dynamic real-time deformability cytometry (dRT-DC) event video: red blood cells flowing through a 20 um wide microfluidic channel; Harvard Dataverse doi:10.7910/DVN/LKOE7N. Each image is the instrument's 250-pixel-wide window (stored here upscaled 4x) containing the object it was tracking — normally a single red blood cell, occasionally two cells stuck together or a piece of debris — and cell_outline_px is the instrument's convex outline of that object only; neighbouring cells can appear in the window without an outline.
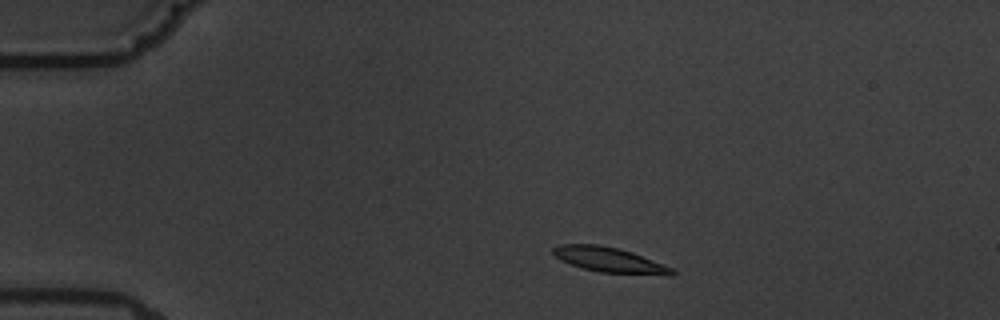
{"species": "common noctule bat (a hibernating species)", "species_latin": "Nyctalus noctula", "temperature_condition": "warm", "stored_images_in_passage": 5, "camera_frame_rate_fps": 3000, "um_per_image_px": 0.085, "animal": {"sex": "male", "body_mass_g": 19.5, "forearm_length_mm": 54.6}, "frame": {"image": 1, "passage_image": 2, "time_ms": 1.333, "image_size_px": [1000, 320], "cell_outline_px": [[676, 272], [672, 276], [668, 276], [600, 272], [580, 268], [560, 260], [552, 252], [552, 248], [560, 244], [600, 244], [620, 248], [632, 252], [676, 268]], "centroid_in_image_um": [51.87, 22.1], "position_along_channel_um": 33.1, "area_um2": 17.86}}
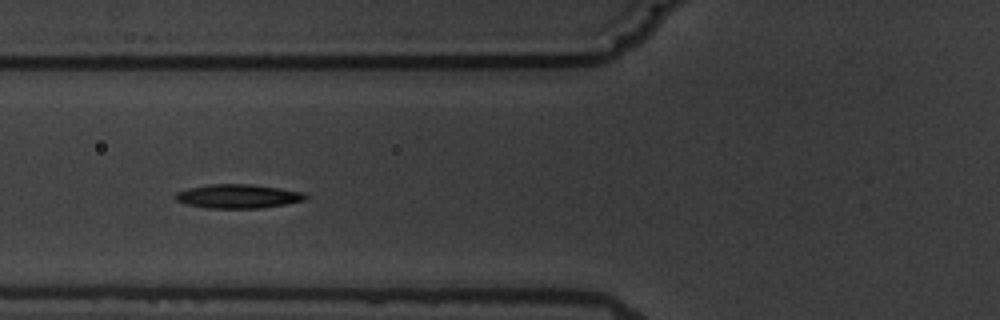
{"frame": {"image": 2, "passage_image": 5, "time_ms": 5.0, "image_size_px": [1000, 320], "cell_outline_px": [[308, 196], [304, 200], [284, 204], [260, 208], [208, 208], [188, 204], [176, 200], [176, 192], [188, 188], [208, 184], [252, 184], [280, 188], [304, 192]], "centroid_in_image_um": [20.24, 16.67], "position_along_channel_um": 105.6, "area_um2": 18.03}}